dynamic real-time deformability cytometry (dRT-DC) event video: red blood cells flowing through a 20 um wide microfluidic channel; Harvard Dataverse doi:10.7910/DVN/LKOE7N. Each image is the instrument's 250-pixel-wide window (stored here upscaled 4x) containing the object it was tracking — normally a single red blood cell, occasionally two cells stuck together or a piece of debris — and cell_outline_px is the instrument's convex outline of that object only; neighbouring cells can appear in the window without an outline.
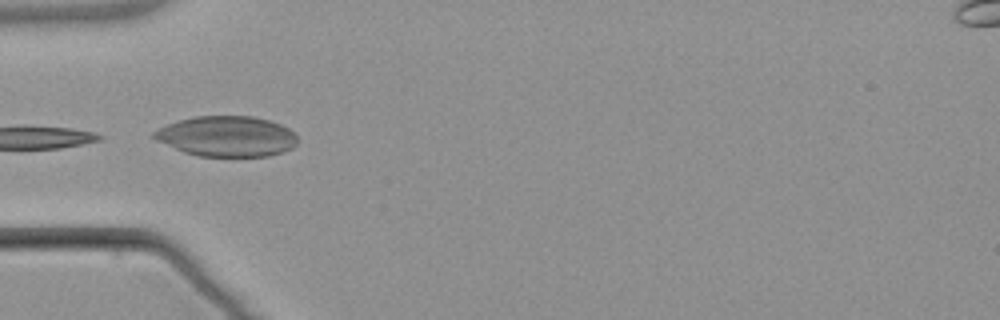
{"species": "common noctule bat (a hibernating species)", "species_latin": "Nyctalus noctula", "temperature_condition": "warm", "stored_images_in_passage": 5, "camera_frame_rate_fps": 3000, "um_per_image_px": 0.085, "animal": {"sex": "male", "body_mass_g": 21.5, "forearm_length_mm": 52.0}, "frame": {"image": 1, "passage_image": 4, "time_ms": 4.667, "image_size_px": [1000, 320], "cell_outline_px": [[296, 144], [292, 148], [268, 156], [200, 156], [184, 152], [156, 140], [148, 136], [152, 132], [168, 124], [192, 116], [252, 116], [268, 120], [280, 124], [288, 128], [296, 136]], "centroid_in_image_um": [19.24, 11.58], "position_along_channel_um": 65.8, "area_um2": 33.64}}
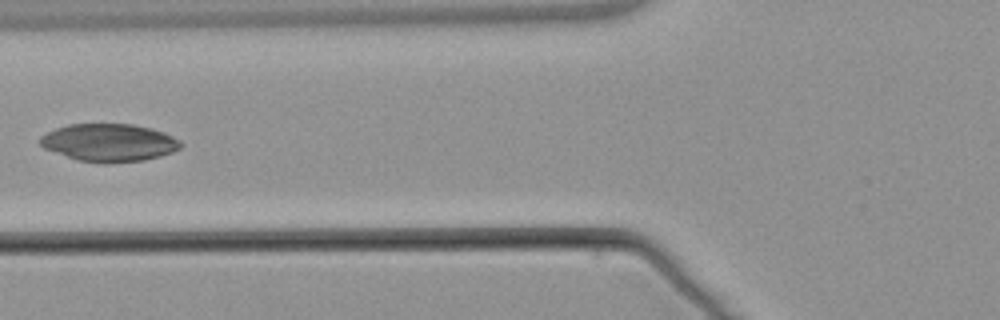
{"frame": {"image": 2, "passage_image": 5, "time_ms": 6.0, "image_size_px": [1000, 320], "cell_outline_px": [[184, 144], [180, 148], [172, 152], [160, 156], [144, 160], [104, 164], [76, 160], [44, 148], [40, 144], [40, 136], [56, 128], [68, 124], [132, 124], [152, 128], [164, 132], [180, 140]], "centroid_in_image_um": [9.29, 12.13], "position_along_channel_um": 116.5, "area_um2": 31.1}}